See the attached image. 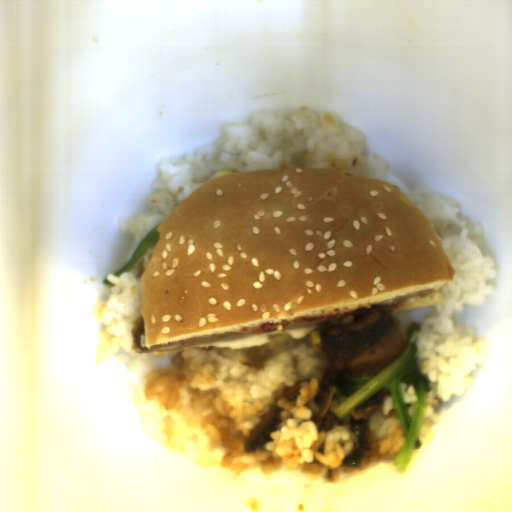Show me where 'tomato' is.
Wrapping results in <instances>:
<instances>
[{"label":"tomato","instance_id":"obj_1","mask_svg":"<svg viewBox=\"0 0 512 512\" xmlns=\"http://www.w3.org/2000/svg\"><path fill=\"white\" fill-rule=\"evenodd\" d=\"M371 309H382L387 310L389 307L385 305H365L360 308L354 309L348 313L342 314H320V315H299L292 320H285L281 323H265L259 327L240 329L236 333L243 335H254V334H262L270 331L282 330L288 325L296 322V321H306L310 323H323L325 321H334L336 324H352L361 316L366 314Z\"/></svg>","mask_w":512,"mask_h":512}]
</instances>
